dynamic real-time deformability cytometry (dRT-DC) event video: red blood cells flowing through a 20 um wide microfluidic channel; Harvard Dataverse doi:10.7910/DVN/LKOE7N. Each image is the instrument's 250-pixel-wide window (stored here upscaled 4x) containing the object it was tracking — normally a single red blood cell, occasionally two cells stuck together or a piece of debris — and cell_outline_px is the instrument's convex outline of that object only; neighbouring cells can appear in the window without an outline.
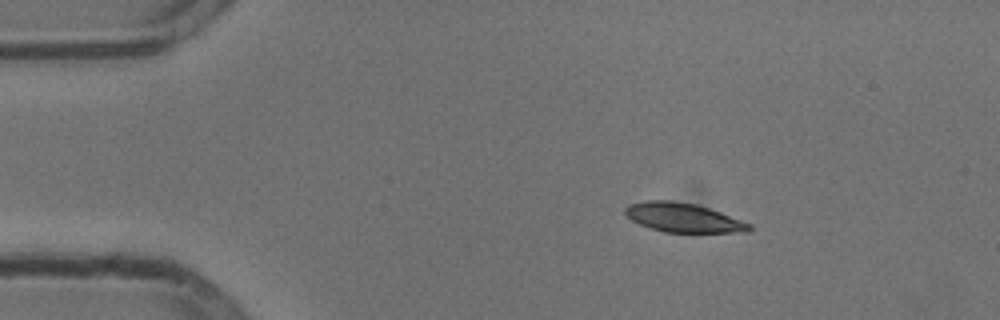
{"species": "common noctule bat (a hibernating species)", "species_latin": "Nyctalus noctula", "temperature_condition": "cold", "stored_images_in_passage": 53, "camera_frame_rate_fps": 3000, "um_per_image_px": 0.085, "animal": {"sex": "male", "body_mass_g": 13.3}, "frame": {"image": 1, "passage_image": 8, "time_ms": 2.333, "image_size_px": [1000, 320], "cell_outline_px": [[752, 228], [748, 232], [664, 232], [640, 224], [632, 220], [624, 212], [624, 208], [628, 204], [644, 200], [672, 200], [696, 204], [720, 212], [752, 224]], "centroid_in_image_um": [58.06, 18.49], "position_along_channel_um": 26.9, "area_um2": 21.04}}
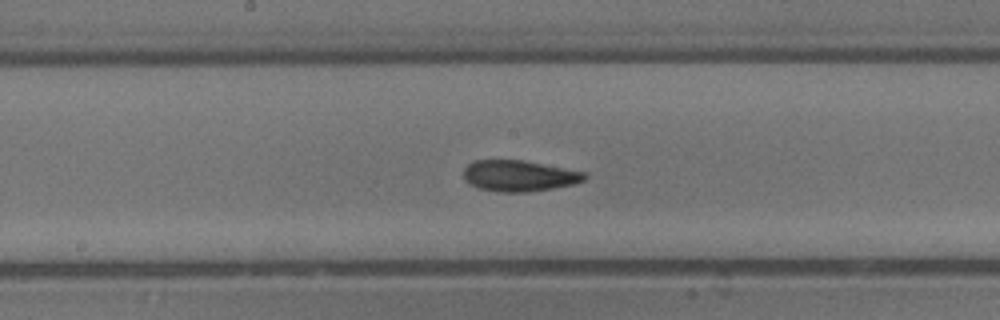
{"frame": {"image": 2, "passage_image": 27, "time_ms": 8.667, "image_size_px": [1000, 320], "cell_outline_px": [[588, 176], [584, 180], [576, 184], [528, 192], [496, 192], [480, 188], [464, 180], [464, 168], [472, 160], [524, 160], [588, 172]], "centroid_in_image_um": [44.17, 14.94], "position_along_channel_um": 204.0, "area_um2": 22.14}}
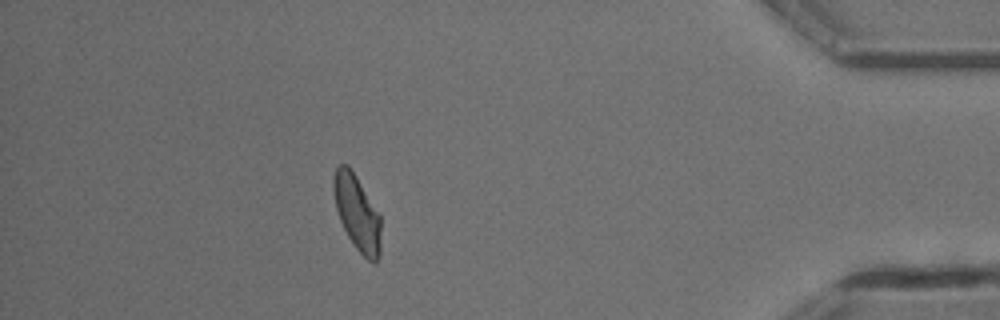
{"frame": {"image": 3, "passage_image": 47, "time_ms": 15.333, "image_size_px": [1000, 320], "cell_outline_px": [[380, 256], [376, 264], [372, 264], [352, 244], [340, 220], [336, 208], [332, 188], [332, 176], [336, 168], [340, 164], [348, 164], [356, 176], [380, 216]], "centroid_in_image_um": [30.33, 18.1], "position_along_channel_um": 404.9, "area_um2": 20.81}, "authors_computed_cell_mechanics": {"area_um2": 21.097, "velocity_mm_per_s": 3.7754, "shape_relaxation_time_tau1_ms": 5.458, "shape_relaxation_time_tau2_ms": 2.6455, "deformation_change_tau1": 0.1463, "deformation_change_tau2": 0.0762}}